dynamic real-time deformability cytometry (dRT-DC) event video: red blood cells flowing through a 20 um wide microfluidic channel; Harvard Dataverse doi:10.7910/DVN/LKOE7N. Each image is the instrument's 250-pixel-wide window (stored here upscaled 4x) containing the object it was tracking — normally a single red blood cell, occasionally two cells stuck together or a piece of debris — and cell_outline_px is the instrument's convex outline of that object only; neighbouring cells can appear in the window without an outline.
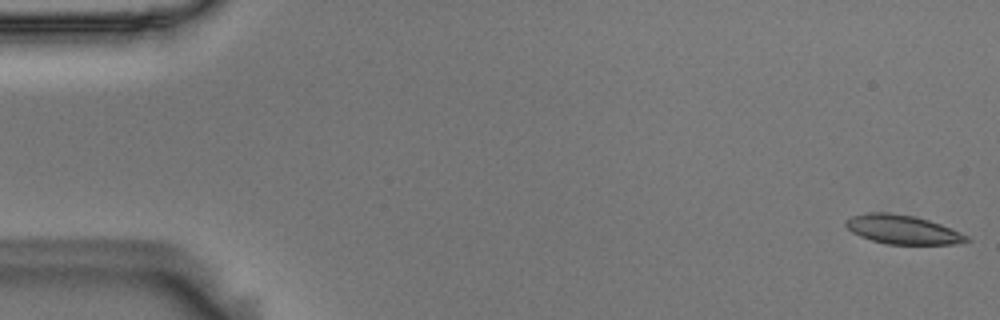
{"species": "Egyptian fruit bat (a non-hibernating species)", "species_latin": "Rousettus aegyptiacus", "temperature_condition": "room temperature", "stored_images_in_passage": 54, "camera_frame_rate_fps": 3000, "um_per_image_px": 0.085, "animal": {"sex": "male"}, "frame": {"image": 1, "passage_image": 1, "time_ms": 0.0, "image_size_px": [1000, 320], "cell_outline_px": [[972, 240], [956, 244], [888, 244], [872, 240], [860, 236], [852, 232], [844, 224], [844, 220], [852, 216], [868, 212], [888, 212], [912, 216], [928, 220], [940, 224], [960, 232], [968, 236]], "centroid_in_image_um": [76.71, 19.51], "position_along_channel_um": 8.3, "area_um2": 20.29}}
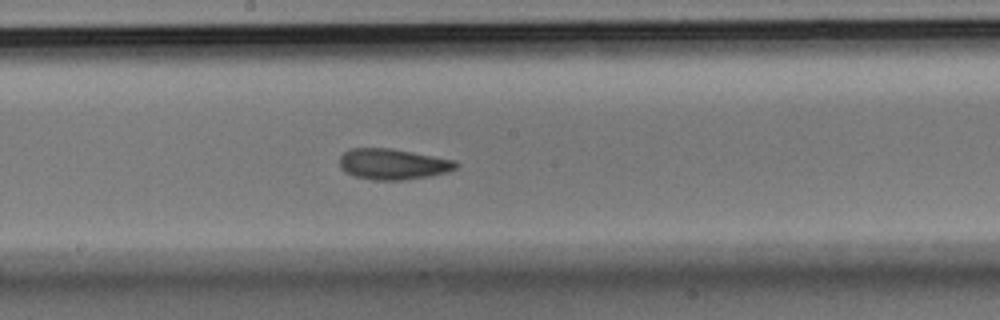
{"frame": {"image": 2, "passage_image": 29, "time_ms": 9.333, "image_size_px": [1000, 320], "cell_outline_px": [[460, 164], [456, 168], [448, 172], [432, 176], [404, 180], [376, 180], [352, 176], [344, 172], [340, 168], [340, 156], [344, 152], [352, 148], [392, 148], [456, 160]], "centroid_in_image_um": [33.42, 13.95], "position_along_channel_um": 214.8, "area_um2": 21.21}}
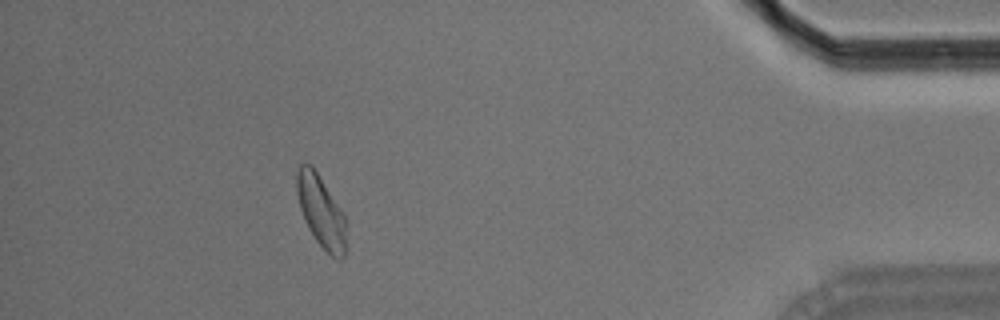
{"frame": {"image": 3, "passage_image": 49, "time_ms": 16.0, "image_size_px": [1000, 320], "cell_outline_px": [[344, 256], [340, 260], [332, 256], [316, 240], [308, 228], [304, 220], [300, 208], [296, 192], [296, 172], [300, 164], [312, 164], [344, 212]], "centroid_in_image_um": [27.25, 17.9], "position_along_channel_um": 408.0, "area_um2": 20.46}, "authors_computed_cell_mechanics": {"area_um2": 20.808, "velocity_mm_per_s": 3.6816, "shape_relaxation_time_tau1_ms": 8.0443, "shape_relaxation_time_tau2_ms": 5.1004, "deformation_change_tau1": 0.1415, "deformation_change_tau2": 0.1087}}